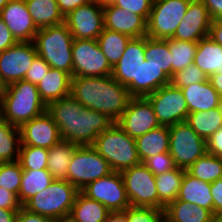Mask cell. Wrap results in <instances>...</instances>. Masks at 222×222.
Listing matches in <instances>:
<instances>
[{"mask_svg": "<svg viewBox=\"0 0 222 222\" xmlns=\"http://www.w3.org/2000/svg\"><path fill=\"white\" fill-rule=\"evenodd\" d=\"M170 84V77L156 64L145 60L139 70V97H146L160 87Z\"/></svg>", "mask_w": 222, "mask_h": 222, "instance_id": "35", "label": "cell"}, {"mask_svg": "<svg viewBox=\"0 0 222 222\" xmlns=\"http://www.w3.org/2000/svg\"><path fill=\"white\" fill-rule=\"evenodd\" d=\"M54 178L47 169L23 170L18 199L23 206L30 198L47 188Z\"/></svg>", "mask_w": 222, "mask_h": 222, "instance_id": "32", "label": "cell"}, {"mask_svg": "<svg viewBox=\"0 0 222 222\" xmlns=\"http://www.w3.org/2000/svg\"><path fill=\"white\" fill-rule=\"evenodd\" d=\"M79 190L67 180H54L22 207L50 219L69 216Z\"/></svg>", "mask_w": 222, "mask_h": 222, "instance_id": "6", "label": "cell"}, {"mask_svg": "<svg viewBox=\"0 0 222 222\" xmlns=\"http://www.w3.org/2000/svg\"><path fill=\"white\" fill-rule=\"evenodd\" d=\"M92 147L115 172H121L141 163L135 139L124 132L116 122L98 135Z\"/></svg>", "mask_w": 222, "mask_h": 222, "instance_id": "5", "label": "cell"}, {"mask_svg": "<svg viewBox=\"0 0 222 222\" xmlns=\"http://www.w3.org/2000/svg\"><path fill=\"white\" fill-rule=\"evenodd\" d=\"M46 111L61 138L78 146H92L98 135L115 123L101 112L84 108L71 95L49 103Z\"/></svg>", "mask_w": 222, "mask_h": 222, "instance_id": "1", "label": "cell"}, {"mask_svg": "<svg viewBox=\"0 0 222 222\" xmlns=\"http://www.w3.org/2000/svg\"><path fill=\"white\" fill-rule=\"evenodd\" d=\"M21 146H35L50 149L62 140L58 126L51 115L45 111L24 123L20 128Z\"/></svg>", "mask_w": 222, "mask_h": 222, "instance_id": "19", "label": "cell"}, {"mask_svg": "<svg viewBox=\"0 0 222 222\" xmlns=\"http://www.w3.org/2000/svg\"><path fill=\"white\" fill-rule=\"evenodd\" d=\"M18 211L0 208V222H16Z\"/></svg>", "mask_w": 222, "mask_h": 222, "instance_id": "56", "label": "cell"}, {"mask_svg": "<svg viewBox=\"0 0 222 222\" xmlns=\"http://www.w3.org/2000/svg\"><path fill=\"white\" fill-rule=\"evenodd\" d=\"M111 215L103 204L79 191L69 216L76 222H108Z\"/></svg>", "mask_w": 222, "mask_h": 222, "instance_id": "28", "label": "cell"}, {"mask_svg": "<svg viewBox=\"0 0 222 222\" xmlns=\"http://www.w3.org/2000/svg\"><path fill=\"white\" fill-rule=\"evenodd\" d=\"M206 80H208L207 74L192 63L184 69L174 73L170 78V84L181 89Z\"/></svg>", "mask_w": 222, "mask_h": 222, "instance_id": "43", "label": "cell"}, {"mask_svg": "<svg viewBox=\"0 0 222 222\" xmlns=\"http://www.w3.org/2000/svg\"><path fill=\"white\" fill-rule=\"evenodd\" d=\"M208 80L222 99V73H213L208 77Z\"/></svg>", "mask_w": 222, "mask_h": 222, "instance_id": "55", "label": "cell"}, {"mask_svg": "<svg viewBox=\"0 0 222 222\" xmlns=\"http://www.w3.org/2000/svg\"><path fill=\"white\" fill-rule=\"evenodd\" d=\"M189 113L205 112L219 107L220 96L209 80L181 88Z\"/></svg>", "mask_w": 222, "mask_h": 222, "instance_id": "22", "label": "cell"}, {"mask_svg": "<svg viewBox=\"0 0 222 222\" xmlns=\"http://www.w3.org/2000/svg\"><path fill=\"white\" fill-rule=\"evenodd\" d=\"M212 19L201 0H191L186 14L172 36L175 40L198 42L207 37Z\"/></svg>", "mask_w": 222, "mask_h": 222, "instance_id": "18", "label": "cell"}, {"mask_svg": "<svg viewBox=\"0 0 222 222\" xmlns=\"http://www.w3.org/2000/svg\"><path fill=\"white\" fill-rule=\"evenodd\" d=\"M108 222H125L124 217L120 213L112 214Z\"/></svg>", "mask_w": 222, "mask_h": 222, "instance_id": "57", "label": "cell"}, {"mask_svg": "<svg viewBox=\"0 0 222 222\" xmlns=\"http://www.w3.org/2000/svg\"><path fill=\"white\" fill-rule=\"evenodd\" d=\"M72 58L73 77L112 75L113 67L101 51L97 40L74 39Z\"/></svg>", "mask_w": 222, "mask_h": 222, "instance_id": "11", "label": "cell"}, {"mask_svg": "<svg viewBox=\"0 0 222 222\" xmlns=\"http://www.w3.org/2000/svg\"><path fill=\"white\" fill-rule=\"evenodd\" d=\"M18 161L23 170L47 169L48 149L35 146H20Z\"/></svg>", "mask_w": 222, "mask_h": 222, "instance_id": "40", "label": "cell"}, {"mask_svg": "<svg viewBox=\"0 0 222 222\" xmlns=\"http://www.w3.org/2000/svg\"><path fill=\"white\" fill-rule=\"evenodd\" d=\"M46 109L47 105L41 99L37 85L23 79L7 85L1 98L0 116L9 124L20 128Z\"/></svg>", "mask_w": 222, "mask_h": 222, "instance_id": "3", "label": "cell"}, {"mask_svg": "<svg viewBox=\"0 0 222 222\" xmlns=\"http://www.w3.org/2000/svg\"><path fill=\"white\" fill-rule=\"evenodd\" d=\"M208 37L222 46V20L212 21Z\"/></svg>", "mask_w": 222, "mask_h": 222, "instance_id": "54", "label": "cell"}, {"mask_svg": "<svg viewBox=\"0 0 222 222\" xmlns=\"http://www.w3.org/2000/svg\"><path fill=\"white\" fill-rule=\"evenodd\" d=\"M143 163L154 175L166 173L176 168L170 153L157 154L149 157Z\"/></svg>", "mask_w": 222, "mask_h": 222, "instance_id": "44", "label": "cell"}, {"mask_svg": "<svg viewBox=\"0 0 222 222\" xmlns=\"http://www.w3.org/2000/svg\"><path fill=\"white\" fill-rule=\"evenodd\" d=\"M186 171L200 180L212 183L222 177V157L206 153Z\"/></svg>", "mask_w": 222, "mask_h": 222, "instance_id": "38", "label": "cell"}, {"mask_svg": "<svg viewBox=\"0 0 222 222\" xmlns=\"http://www.w3.org/2000/svg\"><path fill=\"white\" fill-rule=\"evenodd\" d=\"M71 96L84 108L107 115L116 122L131 98L128 88L112 75L102 77H72Z\"/></svg>", "mask_w": 222, "mask_h": 222, "instance_id": "2", "label": "cell"}, {"mask_svg": "<svg viewBox=\"0 0 222 222\" xmlns=\"http://www.w3.org/2000/svg\"><path fill=\"white\" fill-rule=\"evenodd\" d=\"M165 222H212L214 214L196 204L175 200L164 209Z\"/></svg>", "mask_w": 222, "mask_h": 222, "instance_id": "25", "label": "cell"}, {"mask_svg": "<svg viewBox=\"0 0 222 222\" xmlns=\"http://www.w3.org/2000/svg\"><path fill=\"white\" fill-rule=\"evenodd\" d=\"M104 28L126 34L131 38L146 36L147 21L138 14H134L114 4L103 6Z\"/></svg>", "mask_w": 222, "mask_h": 222, "instance_id": "21", "label": "cell"}, {"mask_svg": "<svg viewBox=\"0 0 222 222\" xmlns=\"http://www.w3.org/2000/svg\"><path fill=\"white\" fill-rule=\"evenodd\" d=\"M32 42H17L0 53V75L6 85L23 80L37 56Z\"/></svg>", "mask_w": 222, "mask_h": 222, "instance_id": "17", "label": "cell"}, {"mask_svg": "<svg viewBox=\"0 0 222 222\" xmlns=\"http://www.w3.org/2000/svg\"><path fill=\"white\" fill-rule=\"evenodd\" d=\"M112 172L109 163L92 146H78L69 164L68 182L81 191L88 183Z\"/></svg>", "mask_w": 222, "mask_h": 222, "instance_id": "8", "label": "cell"}, {"mask_svg": "<svg viewBox=\"0 0 222 222\" xmlns=\"http://www.w3.org/2000/svg\"><path fill=\"white\" fill-rule=\"evenodd\" d=\"M193 63L208 77L213 73H222V46L208 36L200 39Z\"/></svg>", "mask_w": 222, "mask_h": 222, "instance_id": "26", "label": "cell"}, {"mask_svg": "<svg viewBox=\"0 0 222 222\" xmlns=\"http://www.w3.org/2000/svg\"><path fill=\"white\" fill-rule=\"evenodd\" d=\"M23 169L19 161L0 162V187L18 196Z\"/></svg>", "mask_w": 222, "mask_h": 222, "instance_id": "41", "label": "cell"}, {"mask_svg": "<svg viewBox=\"0 0 222 222\" xmlns=\"http://www.w3.org/2000/svg\"><path fill=\"white\" fill-rule=\"evenodd\" d=\"M145 36L131 38L122 57L113 67L112 77L128 88L131 97H139V70L145 61Z\"/></svg>", "mask_w": 222, "mask_h": 222, "instance_id": "14", "label": "cell"}, {"mask_svg": "<svg viewBox=\"0 0 222 222\" xmlns=\"http://www.w3.org/2000/svg\"><path fill=\"white\" fill-rule=\"evenodd\" d=\"M77 147L78 145L62 139L48 149L47 170L54 180L68 181L69 164Z\"/></svg>", "mask_w": 222, "mask_h": 222, "instance_id": "29", "label": "cell"}, {"mask_svg": "<svg viewBox=\"0 0 222 222\" xmlns=\"http://www.w3.org/2000/svg\"><path fill=\"white\" fill-rule=\"evenodd\" d=\"M97 1L100 5L104 6L106 4H113L116 0H95Z\"/></svg>", "mask_w": 222, "mask_h": 222, "instance_id": "60", "label": "cell"}, {"mask_svg": "<svg viewBox=\"0 0 222 222\" xmlns=\"http://www.w3.org/2000/svg\"><path fill=\"white\" fill-rule=\"evenodd\" d=\"M54 222H76V221L70 216H65L55 219Z\"/></svg>", "mask_w": 222, "mask_h": 222, "instance_id": "59", "label": "cell"}, {"mask_svg": "<svg viewBox=\"0 0 222 222\" xmlns=\"http://www.w3.org/2000/svg\"><path fill=\"white\" fill-rule=\"evenodd\" d=\"M169 153L176 167L187 170L207 153L206 140L187 122L176 123L169 126Z\"/></svg>", "mask_w": 222, "mask_h": 222, "instance_id": "7", "label": "cell"}, {"mask_svg": "<svg viewBox=\"0 0 222 222\" xmlns=\"http://www.w3.org/2000/svg\"><path fill=\"white\" fill-rule=\"evenodd\" d=\"M219 110H220V112H221V114H222V99L220 100V104H219Z\"/></svg>", "mask_w": 222, "mask_h": 222, "instance_id": "63", "label": "cell"}, {"mask_svg": "<svg viewBox=\"0 0 222 222\" xmlns=\"http://www.w3.org/2000/svg\"><path fill=\"white\" fill-rule=\"evenodd\" d=\"M20 146L19 127L9 124L0 116V162L18 161Z\"/></svg>", "mask_w": 222, "mask_h": 222, "instance_id": "34", "label": "cell"}, {"mask_svg": "<svg viewBox=\"0 0 222 222\" xmlns=\"http://www.w3.org/2000/svg\"><path fill=\"white\" fill-rule=\"evenodd\" d=\"M120 214L125 222H165L164 210L152 207L129 206Z\"/></svg>", "mask_w": 222, "mask_h": 222, "instance_id": "42", "label": "cell"}, {"mask_svg": "<svg viewBox=\"0 0 222 222\" xmlns=\"http://www.w3.org/2000/svg\"><path fill=\"white\" fill-rule=\"evenodd\" d=\"M7 89L6 83L3 81L1 75H0V99L2 98L3 94L5 93Z\"/></svg>", "mask_w": 222, "mask_h": 222, "instance_id": "58", "label": "cell"}, {"mask_svg": "<svg viewBox=\"0 0 222 222\" xmlns=\"http://www.w3.org/2000/svg\"><path fill=\"white\" fill-rule=\"evenodd\" d=\"M184 172V169L176 167L169 172L155 175L158 209L164 210L170 202L177 199Z\"/></svg>", "mask_w": 222, "mask_h": 222, "instance_id": "31", "label": "cell"}, {"mask_svg": "<svg viewBox=\"0 0 222 222\" xmlns=\"http://www.w3.org/2000/svg\"><path fill=\"white\" fill-rule=\"evenodd\" d=\"M213 214H222V177L211 183Z\"/></svg>", "mask_w": 222, "mask_h": 222, "instance_id": "50", "label": "cell"}, {"mask_svg": "<svg viewBox=\"0 0 222 222\" xmlns=\"http://www.w3.org/2000/svg\"><path fill=\"white\" fill-rule=\"evenodd\" d=\"M191 128L206 141L222 127V114L219 108L208 111L193 112L187 115L186 121Z\"/></svg>", "mask_w": 222, "mask_h": 222, "instance_id": "33", "label": "cell"}, {"mask_svg": "<svg viewBox=\"0 0 222 222\" xmlns=\"http://www.w3.org/2000/svg\"><path fill=\"white\" fill-rule=\"evenodd\" d=\"M18 41L13 36L12 32L6 26L2 17L0 16V53L12 47Z\"/></svg>", "mask_w": 222, "mask_h": 222, "instance_id": "48", "label": "cell"}, {"mask_svg": "<svg viewBox=\"0 0 222 222\" xmlns=\"http://www.w3.org/2000/svg\"><path fill=\"white\" fill-rule=\"evenodd\" d=\"M212 222H222V214H215Z\"/></svg>", "mask_w": 222, "mask_h": 222, "instance_id": "61", "label": "cell"}, {"mask_svg": "<svg viewBox=\"0 0 222 222\" xmlns=\"http://www.w3.org/2000/svg\"><path fill=\"white\" fill-rule=\"evenodd\" d=\"M130 205L158 209L155 175L141 162L120 172Z\"/></svg>", "mask_w": 222, "mask_h": 222, "instance_id": "10", "label": "cell"}, {"mask_svg": "<svg viewBox=\"0 0 222 222\" xmlns=\"http://www.w3.org/2000/svg\"><path fill=\"white\" fill-rule=\"evenodd\" d=\"M49 69L50 65L43 58L37 55L34 58L31 67L26 72L24 80L37 85L40 81H42L43 77H45Z\"/></svg>", "mask_w": 222, "mask_h": 222, "instance_id": "46", "label": "cell"}, {"mask_svg": "<svg viewBox=\"0 0 222 222\" xmlns=\"http://www.w3.org/2000/svg\"><path fill=\"white\" fill-rule=\"evenodd\" d=\"M81 192L103 204L112 214L122 213L131 206L120 172L113 171L106 177L88 183Z\"/></svg>", "mask_w": 222, "mask_h": 222, "instance_id": "12", "label": "cell"}, {"mask_svg": "<svg viewBox=\"0 0 222 222\" xmlns=\"http://www.w3.org/2000/svg\"><path fill=\"white\" fill-rule=\"evenodd\" d=\"M161 126L185 122L189 114L186 100L180 88L171 84L160 87L146 96Z\"/></svg>", "mask_w": 222, "mask_h": 222, "instance_id": "13", "label": "cell"}, {"mask_svg": "<svg viewBox=\"0 0 222 222\" xmlns=\"http://www.w3.org/2000/svg\"><path fill=\"white\" fill-rule=\"evenodd\" d=\"M28 12L37 29L64 23L56 0H25Z\"/></svg>", "mask_w": 222, "mask_h": 222, "instance_id": "30", "label": "cell"}, {"mask_svg": "<svg viewBox=\"0 0 222 222\" xmlns=\"http://www.w3.org/2000/svg\"><path fill=\"white\" fill-rule=\"evenodd\" d=\"M116 123L134 139L161 126L146 97H131L127 108Z\"/></svg>", "mask_w": 222, "mask_h": 222, "instance_id": "16", "label": "cell"}, {"mask_svg": "<svg viewBox=\"0 0 222 222\" xmlns=\"http://www.w3.org/2000/svg\"><path fill=\"white\" fill-rule=\"evenodd\" d=\"M145 60L156 64L171 78V53L168 49V39H154L145 36Z\"/></svg>", "mask_w": 222, "mask_h": 222, "instance_id": "39", "label": "cell"}, {"mask_svg": "<svg viewBox=\"0 0 222 222\" xmlns=\"http://www.w3.org/2000/svg\"><path fill=\"white\" fill-rule=\"evenodd\" d=\"M16 222H54V220L39 214L31 213L21 207L18 211Z\"/></svg>", "mask_w": 222, "mask_h": 222, "instance_id": "51", "label": "cell"}, {"mask_svg": "<svg viewBox=\"0 0 222 222\" xmlns=\"http://www.w3.org/2000/svg\"><path fill=\"white\" fill-rule=\"evenodd\" d=\"M152 2L153 0H116L113 4L131 13L141 15L147 21Z\"/></svg>", "mask_w": 222, "mask_h": 222, "instance_id": "45", "label": "cell"}, {"mask_svg": "<svg viewBox=\"0 0 222 222\" xmlns=\"http://www.w3.org/2000/svg\"><path fill=\"white\" fill-rule=\"evenodd\" d=\"M130 39L131 37L126 34L105 28L97 38L101 51L112 67H114L122 57Z\"/></svg>", "mask_w": 222, "mask_h": 222, "instance_id": "36", "label": "cell"}, {"mask_svg": "<svg viewBox=\"0 0 222 222\" xmlns=\"http://www.w3.org/2000/svg\"><path fill=\"white\" fill-rule=\"evenodd\" d=\"M9 0H0V11L8 3Z\"/></svg>", "mask_w": 222, "mask_h": 222, "instance_id": "62", "label": "cell"}, {"mask_svg": "<svg viewBox=\"0 0 222 222\" xmlns=\"http://www.w3.org/2000/svg\"><path fill=\"white\" fill-rule=\"evenodd\" d=\"M139 159L144 162L160 153H169V126H159L135 139Z\"/></svg>", "mask_w": 222, "mask_h": 222, "instance_id": "27", "label": "cell"}, {"mask_svg": "<svg viewBox=\"0 0 222 222\" xmlns=\"http://www.w3.org/2000/svg\"><path fill=\"white\" fill-rule=\"evenodd\" d=\"M0 16L18 42H32L38 32L25 0H9Z\"/></svg>", "mask_w": 222, "mask_h": 222, "instance_id": "20", "label": "cell"}, {"mask_svg": "<svg viewBox=\"0 0 222 222\" xmlns=\"http://www.w3.org/2000/svg\"><path fill=\"white\" fill-rule=\"evenodd\" d=\"M207 153L222 157V127L206 141Z\"/></svg>", "mask_w": 222, "mask_h": 222, "instance_id": "49", "label": "cell"}, {"mask_svg": "<svg viewBox=\"0 0 222 222\" xmlns=\"http://www.w3.org/2000/svg\"><path fill=\"white\" fill-rule=\"evenodd\" d=\"M73 39L97 40L104 29L103 6L97 1L79 6L64 16Z\"/></svg>", "mask_w": 222, "mask_h": 222, "instance_id": "15", "label": "cell"}, {"mask_svg": "<svg viewBox=\"0 0 222 222\" xmlns=\"http://www.w3.org/2000/svg\"><path fill=\"white\" fill-rule=\"evenodd\" d=\"M208 9L209 15L214 20H222V0H201Z\"/></svg>", "mask_w": 222, "mask_h": 222, "instance_id": "53", "label": "cell"}, {"mask_svg": "<svg viewBox=\"0 0 222 222\" xmlns=\"http://www.w3.org/2000/svg\"><path fill=\"white\" fill-rule=\"evenodd\" d=\"M168 49L171 53V77L174 73L193 63L197 42L168 39Z\"/></svg>", "mask_w": 222, "mask_h": 222, "instance_id": "37", "label": "cell"}, {"mask_svg": "<svg viewBox=\"0 0 222 222\" xmlns=\"http://www.w3.org/2000/svg\"><path fill=\"white\" fill-rule=\"evenodd\" d=\"M191 0H153L147 20L146 36L169 39L186 14Z\"/></svg>", "mask_w": 222, "mask_h": 222, "instance_id": "9", "label": "cell"}, {"mask_svg": "<svg viewBox=\"0 0 222 222\" xmlns=\"http://www.w3.org/2000/svg\"><path fill=\"white\" fill-rule=\"evenodd\" d=\"M72 76L60 69L51 68L37 84L38 92L43 102L49 103L71 95Z\"/></svg>", "mask_w": 222, "mask_h": 222, "instance_id": "23", "label": "cell"}, {"mask_svg": "<svg viewBox=\"0 0 222 222\" xmlns=\"http://www.w3.org/2000/svg\"><path fill=\"white\" fill-rule=\"evenodd\" d=\"M73 36L65 23L38 29L33 43L37 54L51 68L60 69L73 77Z\"/></svg>", "mask_w": 222, "mask_h": 222, "instance_id": "4", "label": "cell"}, {"mask_svg": "<svg viewBox=\"0 0 222 222\" xmlns=\"http://www.w3.org/2000/svg\"><path fill=\"white\" fill-rule=\"evenodd\" d=\"M177 200L196 204L213 213L211 183L190 175L186 170L184 172Z\"/></svg>", "mask_w": 222, "mask_h": 222, "instance_id": "24", "label": "cell"}, {"mask_svg": "<svg viewBox=\"0 0 222 222\" xmlns=\"http://www.w3.org/2000/svg\"><path fill=\"white\" fill-rule=\"evenodd\" d=\"M21 207L22 205L16 194L0 187V208L6 210H19Z\"/></svg>", "mask_w": 222, "mask_h": 222, "instance_id": "47", "label": "cell"}, {"mask_svg": "<svg viewBox=\"0 0 222 222\" xmlns=\"http://www.w3.org/2000/svg\"><path fill=\"white\" fill-rule=\"evenodd\" d=\"M58 8L63 16H66L70 11L75 10L79 6L87 4L92 0H56Z\"/></svg>", "mask_w": 222, "mask_h": 222, "instance_id": "52", "label": "cell"}]
</instances>
